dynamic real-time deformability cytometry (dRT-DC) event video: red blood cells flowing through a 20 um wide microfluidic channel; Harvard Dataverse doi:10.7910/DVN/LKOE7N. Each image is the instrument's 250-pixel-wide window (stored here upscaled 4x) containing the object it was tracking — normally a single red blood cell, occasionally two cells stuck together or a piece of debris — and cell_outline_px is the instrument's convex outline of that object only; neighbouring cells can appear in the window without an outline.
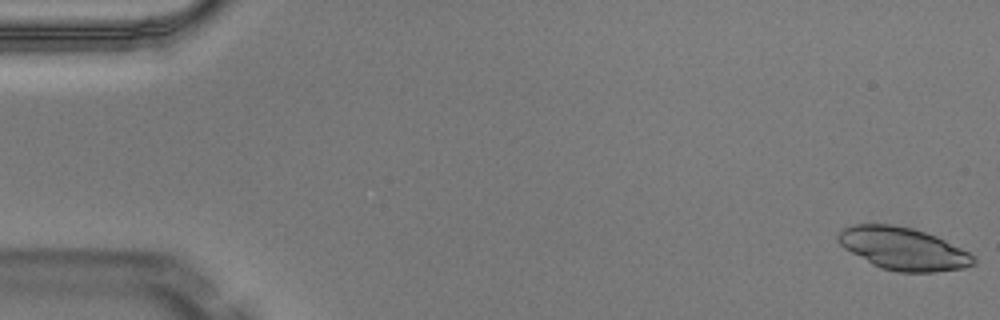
{"species": "Egyptian fruit bat (a non-hibernating species)", "species_latin": "Rousettus aegyptiacus", "temperature_condition": "warm", "stored_images_in_passage": 4, "camera_frame_rate_fps": 3000, "um_per_image_px": 0.085, "animal": {"sex": "male"}, "frame": {"image": 1, "passage_image": 1, "time_ms": 0.0, "image_size_px": [1000, 320], "cell_outline_px": [[976, 264], [964, 268], [936, 272], [896, 272], [880, 268], [872, 264], [844, 248], [836, 240], [836, 236], [844, 228], [852, 224], [892, 224], [912, 228], [936, 236], [968, 252], [976, 260]], "centroid_in_image_um": [76.75, 21.14], "position_along_channel_um": 8.3, "area_um2": 33.47}}